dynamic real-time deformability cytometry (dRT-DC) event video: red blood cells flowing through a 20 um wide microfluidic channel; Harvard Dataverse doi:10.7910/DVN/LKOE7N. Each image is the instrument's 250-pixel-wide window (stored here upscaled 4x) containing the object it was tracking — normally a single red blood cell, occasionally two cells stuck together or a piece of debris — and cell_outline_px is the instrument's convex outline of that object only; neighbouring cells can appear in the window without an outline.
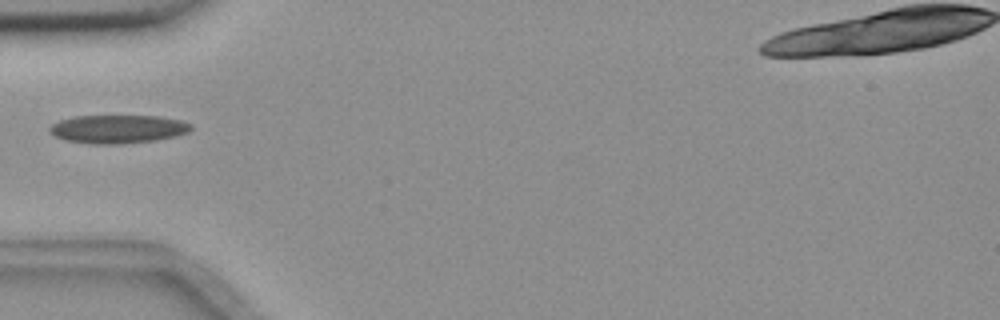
{"species": "common noctule bat (a hibernating species)", "species_latin": "Nyctalus noctula", "temperature_condition": "room temperature", "stored_images_in_passage": 6, "camera_frame_rate_fps": 3000, "um_per_image_px": 0.085, "animal": {"sex": "female", "body_mass_g": 18.4}, "frame": {"image": 1, "passage_image": 1, "time_ms": 0.0, "image_size_px": [1000, 320], "cell_outline_px": [[192, 128], [188, 132], [176, 136], [156, 140], [120, 144], [92, 144], [64, 140], [56, 136], [48, 128], [52, 124], [60, 120], [72, 116], [160, 116], [180, 120], [192, 124]], "centroid_in_image_um": [10.03, 10.97], "position_along_channel_um": 75.0, "area_um2": 23.41}}
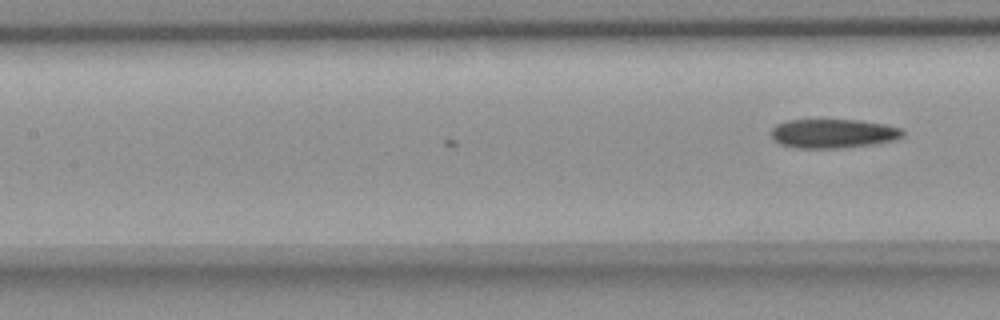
{"frame": {"image": 2, "passage_image": 6, "time_ms": 1.667, "image_size_px": [1000, 320], "cell_outline_px": [[904, 136], [896, 140], [872, 144], [840, 148], [796, 148], [780, 144], [772, 140], [768, 132], [776, 124], [788, 120], [860, 120], [884, 124], [900, 128], [904, 132]], "centroid_in_image_um": [70.77, 11.35], "position_along_channel_um": 136.6, "area_um2": 22.54}}